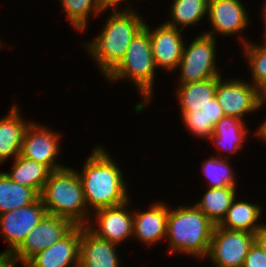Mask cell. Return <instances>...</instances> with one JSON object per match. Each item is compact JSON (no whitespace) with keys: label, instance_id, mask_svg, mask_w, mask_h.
Returning <instances> with one entry per match:
<instances>
[{"label":"cell","instance_id":"cell-26","mask_svg":"<svg viewBox=\"0 0 266 267\" xmlns=\"http://www.w3.org/2000/svg\"><path fill=\"white\" fill-rule=\"evenodd\" d=\"M246 55L252 68L254 86L258 89L260 96L266 99V45L256 46L244 41Z\"/></svg>","mask_w":266,"mask_h":267},{"label":"cell","instance_id":"cell-14","mask_svg":"<svg viewBox=\"0 0 266 267\" xmlns=\"http://www.w3.org/2000/svg\"><path fill=\"white\" fill-rule=\"evenodd\" d=\"M183 27H171L165 23L152 32L149 30L152 52L156 66L173 70L182 58L184 48L180 35Z\"/></svg>","mask_w":266,"mask_h":267},{"label":"cell","instance_id":"cell-11","mask_svg":"<svg viewBox=\"0 0 266 267\" xmlns=\"http://www.w3.org/2000/svg\"><path fill=\"white\" fill-rule=\"evenodd\" d=\"M59 137L55 132L31 122L25 130L20 155L46 165L51 171L65 168L54 164Z\"/></svg>","mask_w":266,"mask_h":267},{"label":"cell","instance_id":"cell-27","mask_svg":"<svg viewBox=\"0 0 266 267\" xmlns=\"http://www.w3.org/2000/svg\"><path fill=\"white\" fill-rule=\"evenodd\" d=\"M69 21L79 30L86 27L90 12L98 14L103 11L98 0H61Z\"/></svg>","mask_w":266,"mask_h":267},{"label":"cell","instance_id":"cell-23","mask_svg":"<svg viewBox=\"0 0 266 267\" xmlns=\"http://www.w3.org/2000/svg\"><path fill=\"white\" fill-rule=\"evenodd\" d=\"M39 195L32 189L12 181L0 173V214L34 203Z\"/></svg>","mask_w":266,"mask_h":267},{"label":"cell","instance_id":"cell-31","mask_svg":"<svg viewBox=\"0 0 266 267\" xmlns=\"http://www.w3.org/2000/svg\"><path fill=\"white\" fill-rule=\"evenodd\" d=\"M201 111L205 114L207 123H211L213 127H215L221 118L225 117V114L216 97L210 100V103H208Z\"/></svg>","mask_w":266,"mask_h":267},{"label":"cell","instance_id":"cell-5","mask_svg":"<svg viewBox=\"0 0 266 267\" xmlns=\"http://www.w3.org/2000/svg\"><path fill=\"white\" fill-rule=\"evenodd\" d=\"M155 68L149 27L145 24L133 38L124 59L107 78L109 80L122 77L133 79L146 101H150Z\"/></svg>","mask_w":266,"mask_h":267},{"label":"cell","instance_id":"cell-35","mask_svg":"<svg viewBox=\"0 0 266 267\" xmlns=\"http://www.w3.org/2000/svg\"><path fill=\"white\" fill-rule=\"evenodd\" d=\"M266 100V99H264ZM257 133L266 140V121L258 129Z\"/></svg>","mask_w":266,"mask_h":267},{"label":"cell","instance_id":"cell-7","mask_svg":"<svg viewBox=\"0 0 266 267\" xmlns=\"http://www.w3.org/2000/svg\"><path fill=\"white\" fill-rule=\"evenodd\" d=\"M254 242L253 233L229 230L216 225L207 256L209 255L218 267H242Z\"/></svg>","mask_w":266,"mask_h":267},{"label":"cell","instance_id":"cell-3","mask_svg":"<svg viewBox=\"0 0 266 267\" xmlns=\"http://www.w3.org/2000/svg\"><path fill=\"white\" fill-rule=\"evenodd\" d=\"M39 197L47 214L68 219L75 226H85L87 205L78 172L66 167L52 171Z\"/></svg>","mask_w":266,"mask_h":267},{"label":"cell","instance_id":"cell-29","mask_svg":"<svg viewBox=\"0 0 266 267\" xmlns=\"http://www.w3.org/2000/svg\"><path fill=\"white\" fill-rule=\"evenodd\" d=\"M182 114L186 127L192 133L205 138H210L213 135L214 127L211 123H207V118L201 110L182 112Z\"/></svg>","mask_w":266,"mask_h":267},{"label":"cell","instance_id":"cell-6","mask_svg":"<svg viewBox=\"0 0 266 267\" xmlns=\"http://www.w3.org/2000/svg\"><path fill=\"white\" fill-rule=\"evenodd\" d=\"M215 39L213 32L205 33L192 41L188 49L183 48L178 66L181 84L202 82L220 77L215 67Z\"/></svg>","mask_w":266,"mask_h":267},{"label":"cell","instance_id":"cell-36","mask_svg":"<svg viewBox=\"0 0 266 267\" xmlns=\"http://www.w3.org/2000/svg\"><path fill=\"white\" fill-rule=\"evenodd\" d=\"M264 7H265V8L263 9V10H264L263 13H264V17H265L264 20H265V23H266V4L264 5ZM265 27H266V26H265Z\"/></svg>","mask_w":266,"mask_h":267},{"label":"cell","instance_id":"cell-28","mask_svg":"<svg viewBox=\"0 0 266 267\" xmlns=\"http://www.w3.org/2000/svg\"><path fill=\"white\" fill-rule=\"evenodd\" d=\"M223 160L220 157H212L203 163V171L209 178L210 188L235 186L230 166Z\"/></svg>","mask_w":266,"mask_h":267},{"label":"cell","instance_id":"cell-20","mask_svg":"<svg viewBox=\"0 0 266 267\" xmlns=\"http://www.w3.org/2000/svg\"><path fill=\"white\" fill-rule=\"evenodd\" d=\"M260 213L261 208L258 205L243 201L235 202L234 199L226 216L218 226L229 230L256 234L265 226L255 224L260 217Z\"/></svg>","mask_w":266,"mask_h":267},{"label":"cell","instance_id":"cell-19","mask_svg":"<svg viewBox=\"0 0 266 267\" xmlns=\"http://www.w3.org/2000/svg\"><path fill=\"white\" fill-rule=\"evenodd\" d=\"M51 172L46 165L19 155L12 172L6 174L15 183L32 188L40 196Z\"/></svg>","mask_w":266,"mask_h":267},{"label":"cell","instance_id":"cell-32","mask_svg":"<svg viewBox=\"0 0 266 267\" xmlns=\"http://www.w3.org/2000/svg\"><path fill=\"white\" fill-rule=\"evenodd\" d=\"M255 243L266 256V230L262 229L255 234Z\"/></svg>","mask_w":266,"mask_h":267},{"label":"cell","instance_id":"cell-8","mask_svg":"<svg viewBox=\"0 0 266 267\" xmlns=\"http://www.w3.org/2000/svg\"><path fill=\"white\" fill-rule=\"evenodd\" d=\"M75 225L68 219L46 214L28 232L23 243L12 253L13 257L25 264L32 256L43 251L65 237ZM15 255V256H14Z\"/></svg>","mask_w":266,"mask_h":267},{"label":"cell","instance_id":"cell-13","mask_svg":"<svg viewBox=\"0 0 266 267\" xmlns=\"http://www.w3.org/2000/svg\"><path fill=\"white\" fill-rule=\"evenodd\" d=\"M128 201L118 206L95 210L99 228L89 230L99 238L118 244L133 234V215L125 211ZM92 227V228H91Z\"/></svg>","mask_w":266,"mask_h":267},{"label":"cell","instance_id":"cell-18","mask_svg":"<svg viewBox=\"0 0 266 267\" xmlns=\"http://www.w3.org/2000/svg\"><path fill=\"white\" fill-rule=\"evenodd\" d=\"M18 113L14 105L9 115L0 120V164L10 156L16 158L20 155L24 133L29 124L22 121Z\"/></svg>","mask_w":266,"mask_h":267},{"label":"cell","instance_id":"cell-16","mask_svg":"<svg viewBox=\"0 0 266 267\" xmlns=\"http://www.w3.org/2000/svg\"><path fill=\"white\" fill-rule=\"evenodd\" d=\"M207 12L214 30L223 35L238 33L248 24L245 8L239 0H211Z\"/></svg>","mask_w":266,"mask_h":267},{"label":"cell","instance_id":"cell-12","mask_svg":"<svg viewBox=\"0 0 266 267\" xmlns=\"http://www.w3.org/2000/svg\"><path fill=\"white\" fill-rule=\"evenodd\" d=\"M82 226H75L65 237L32 256L25 267H79Z\"/></svg>","mask_w":266,"mask_h":267},{"label":"cell","instance_id":"cell-30","mask_svg":"<svg viewBox=\"0 0 266 267\" xmlns=\"http://www.w3.org/2000/svg\"><path fill=\"white\" fill-rule=\"evenodd\" d=\"M242 267H266V256L255 242L250 247Z\"/></svg>","mask_w":266,"mask_h":267},{"label":"cell","instance_id":"cell-15","mask_svg":"<svg viewBox=\"0 0 266 267\" xmlns=\"http://www.w3.org/2000/svg\"><path fill=\"white\" fill-rule=\"evenodd\" d=\"M115 245L93 234L88 225L82 226L79 267H119Z\"/></svg>","mask_w":266,"mask_h":267},{"label":"cell","instance_id":"cell-34","mask_svg":"<svg viewBox=\"0 0 266 267\" xmlns=\"http://www.w3.org/2000/svg\"><path fill=\"white\" fill-rule=\"evenodd\" d=\"M99 5L102 7V9H106L108 7H114L113 10H117V4L120 3L122 0H98Z\"/></svg>","mask_w":266,"mask_h":267},{"label":"cell","instance_id":"cell-25","mask_svg":"<svg viewBox=\"0 0 266 267\" xmlns=\"http://www.w3.org/2000/svg\"><path fill=\"white\" fill-rule=\"evenodd\" d=\"M208 2L206 0H174L172 5V22L165 24L177 28L182 24L188 26L194 24L207 13ZM175 22V24H174ZM177 24V25H176Z\"/></svg>","mask_w":266,"mask_h":267},{"label":"cell","instance_id":"cell-1","mask_svg":"<svg viewBox=\"0 0 266 267\" xmlns=\"http://www.w3.org/2000/svg\"><path fill=\"white\" fill-rule=\"evenodd\" d=\"M86 205L93 210L118 206L129 201L120 169L103 148L97 147L78 174Z\"/></svg>","mask_w":266,"mask_h":267},{"label":"cell","instance_id":"cell-2","mask_svg":"<svg viewBox=\"0 0 266 267\" xmlns=\"http://www.w3.org/2000/svg\"><path fill=\"white\" fill-rule=\"evenodd\" d=\"M144 25L140 16L131 9L122 12L115 10L102 33L87 45L106 77L124 59L133 38Z\"/></svg>","mask_w":266,"mask_h":267},{"label":"cell","instance_id":"cell-24","mask_svg":"<svg viewBox=\"0 0 266 267\" xmlns=\"http://www.w3.org/2000/svg\"><path fill=\"white\" fill-rule=\"evenodd\" d=\"M245 134H247V130L241 119L225 116L215 125L213 135L210 139L214 140L218 148L224 147V149H229L231 152L235 153L242 147V141H244L246 137ZM224 144L228 145L225 146Z\"/></svg>","mask_w":266,"mask_h":267},{"label":"cell","instance_id":"cell-33","mask_svg":"<svg viewBox=\"0 0 266 267\" xmlns=\"http://www.w3.org/2000/svg\"><path fill=\"white\" fill-rule=\"evenodd\" d=\"M17 260L9 253H0V267H14Z\"/></svg>","mask_w":266,"mask_h":267},{"label":"cell","instance_id":"cell-10","mask_svg":"<svg viewBox=\"0 0 266 267\" xmlns=\"http://www.w3.org/2000/svg\"><path fill=\"white\" fill-rule=\"evenodd\" d=\"M46 214L40 197L32 204L0 214L1 232L10 245V249L4 253L12 254Z\"/></svg>","mask_w":266,"mask_h":267},{"label":"cell","instance_id":"cell-21","mask_svg":"<svg viewBox=\"0 0 266 267\" xmlns=\"http://www.w3.org/2000/svg\"><path fill=\"white\" fill-rule=\"evenodd\" d=\"M235 186L210 188L195 206L215 225H219L236 198Z\"/></svg>","mask_w":266,"mask_h":267},{"label":"cell","instance_id":"cell-22","mask_svg":"<svg viewBox=\"0 0 266 267\" xmlns=\"http://www.w3.org/2000/svg\"><path fill=\"white\" fill-rule=\"evenodd\" d=\"M179 88L178 100L182 112L202 110L215 97L217 78L182 84Z\"/></svg>","mask_w":266,"mask_h":267},{"label":"cell","instance_id":"cell-4","mask_svg":"<svg viewBox=\"0 0 266 267\" xmlns=\"http://www.w3.org/2000/svg\"><path fill=\"white\" fill-rule=\"evenodd\" d=\"M215 226L196 206L169 210L166 236L171 251L206 256Z\"/></svg>","mask_w":266,"mask_h":267},{"label":"cell","instance_id":"cell-9","mask_svg":"<svg viewBox=\"0 0 266 267\" xmlns=\"http://www.w3.org/2000/svg\"><path fill=\"white\" fill-rule=\"evenodd\" d=\"M215 97L225 116L237 117L241 120L245 113L254 111L265 102L254 85L246 84L241 80L223 83L221 76L217 78Z\"/></svg>","mask_w":266,"mask_h":267},{"label":"cell","instance_id":"cell-17","mask_svg":"<svg viewBox=\"0 0 266 267\" xmlns=\"http://www.w3.org/2000/svg\"><path fill=\"white\" fill-rule=\"evenodd\" d=\"M146 212L133 215V234L145 244H153L166 235L169 208L165 204H154Z\"/></svg>","mask_w":266,"mask_h":267}]
</instances>
